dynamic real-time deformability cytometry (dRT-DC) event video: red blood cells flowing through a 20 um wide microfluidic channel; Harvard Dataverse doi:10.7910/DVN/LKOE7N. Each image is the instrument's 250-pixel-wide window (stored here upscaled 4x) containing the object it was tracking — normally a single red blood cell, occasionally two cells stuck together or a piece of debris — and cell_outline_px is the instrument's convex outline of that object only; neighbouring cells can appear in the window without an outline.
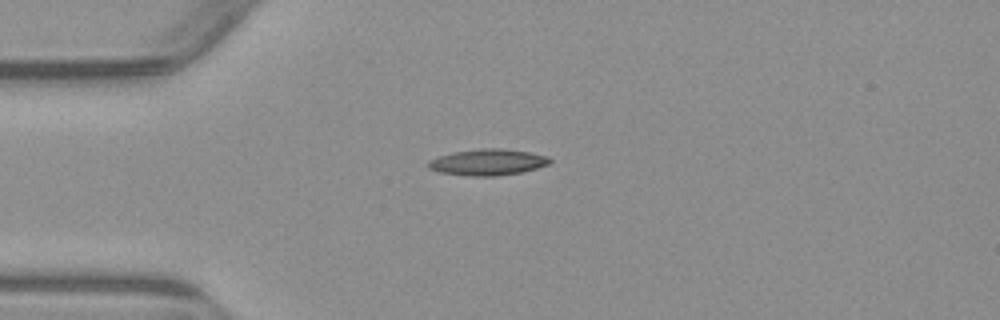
{"species": "common noctule bat (a hibernating species)", "species_latin": "Nyctalus noctula", "temperature_condition": "warm", "stored_images_in_passage": 3, "camera_frame_rate_fps": 3000, "um_per_image_px": 0.085, "animal": {"sex": "male", "body_mass_g": 23.1, "forearm_length_mm": 52.7}, "frame": {"image": 1, "passage_image": 1, "time_ms": 0.0, "image_size_px": [1000, 320], "cell_outline_px": [[552, 160], [548, 164], [536, 168], [520, 172], [492, 176], [472, 176], [440, 172], [428, 168], [428, 160], [452, 152], [480, 148], [504, 148], [528, 152], [548, 156]], "centroid_in_image_um": [41.45, 13.77], "position_along_channel_um": 43.6, "area_um2": 18.44}}
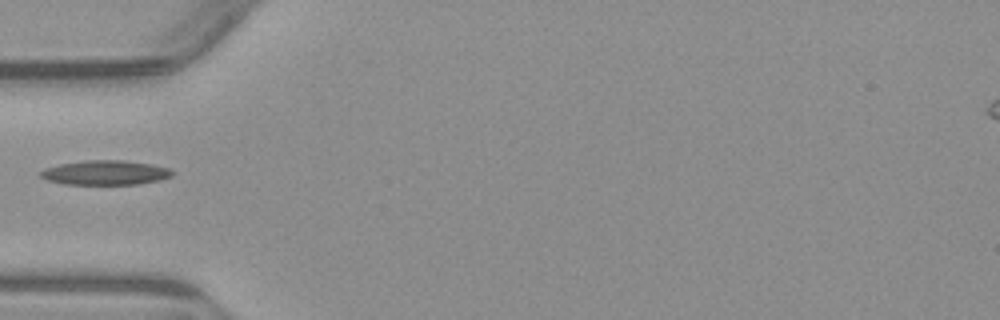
{"frame": {"image": 2, "passage_image": 2, "time_ms": 1.333, "image_size_px": [1000, 320], "cell_outline_px": [[172, 176], [160, 180], [136, 184], [64, 184], [48, 180], [40, 176], [40, 172], [44, 168], [60, 164], [84, 160], [124, 160], [152, 164], [168, 168], [172, 172]], "centroid_in_image_um": [8.94, 14.67], "position_along_channel_um": 76.1, "area_um2": 18.73}}
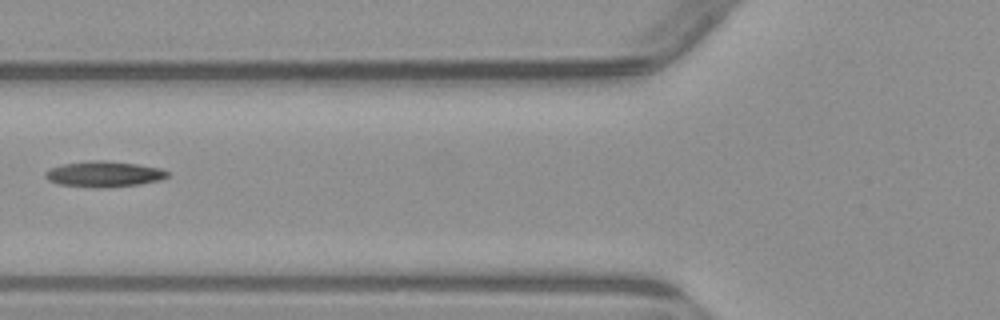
{"frame": {"image": 3, "passage_image": 3, "time_ms": 2.333, "image_size_px": [1000, 320], "cell_outline_px": [[168, 176], [160, 180], [140, 184], [108, 188], [96, 188], [60, 184], [48, 180], [44, 176], [44, 172], [52, 168], [64, 164], [88, 160], [104, 160], [136, 164], [160, 168], [168, 172]], "centroid_in_image_um": [8.83, 14.8], "position_along_channel_um": 117.0, "area_um2": 18.32}}